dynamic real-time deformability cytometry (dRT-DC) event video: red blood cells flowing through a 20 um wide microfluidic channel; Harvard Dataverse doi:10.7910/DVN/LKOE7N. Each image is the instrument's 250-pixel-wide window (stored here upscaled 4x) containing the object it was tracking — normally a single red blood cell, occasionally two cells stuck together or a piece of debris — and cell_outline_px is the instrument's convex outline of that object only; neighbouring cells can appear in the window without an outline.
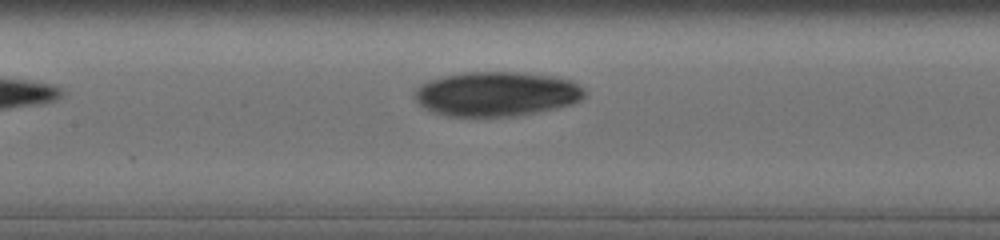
{"species": "human", "species_latin": "Homo sapiens", "temperature_condition": "cold", "stored_images_in_passage": 9, "camera_frame_rate_fps": 3000, "um_per_image_px": 0.085, "donor": {"sex": "male"}, "frame": {"image": 1, "passage_image": 6, "time_ms": 3.0, "image_size_px": [1000, 240], "cell_outline_px": [[588, 92], [580, 100], [572, 104], [556, 108], [536, 112], [512, 116], [452, 116], [432, 112], [420, 104], [412, 96], [416, 88], [420, 84], [428, 80], [444, 76], [464, 72], [520, 72], [556, 76], [572, 80], [584, 88]], "centroid_in_image_um": [42.22, 7.97], "position_along_channel_um": 165.2, "area_um2": 44.39}}
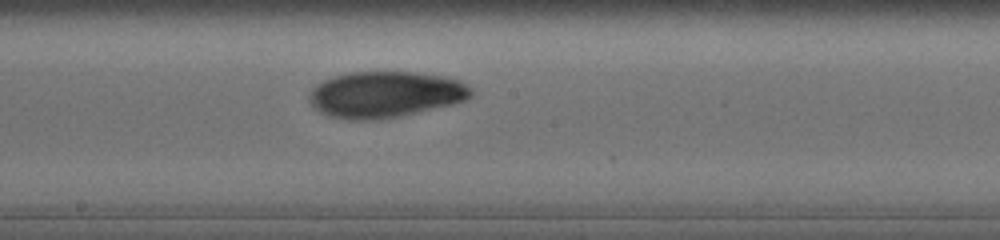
{"frame": {"image": 2, "passage_image": 8, "time_ms": 4.333, "image_size_px": [1000, 240], "cell_outline_px": [[472, 96], [464, 100], [452, 104], [380, 120], [348, 120], [328, 116], [320, 112], [308, 100], [308, 96], [312, 88], [316, 84], [332, 76], [348, 72], [416, 72], [444, 76], [460, 80], [472, 88]], "centroid_in_image_um": [32.72, 8.02], "position_along_channel_um": 215.5, "area_um2": 43.75}}